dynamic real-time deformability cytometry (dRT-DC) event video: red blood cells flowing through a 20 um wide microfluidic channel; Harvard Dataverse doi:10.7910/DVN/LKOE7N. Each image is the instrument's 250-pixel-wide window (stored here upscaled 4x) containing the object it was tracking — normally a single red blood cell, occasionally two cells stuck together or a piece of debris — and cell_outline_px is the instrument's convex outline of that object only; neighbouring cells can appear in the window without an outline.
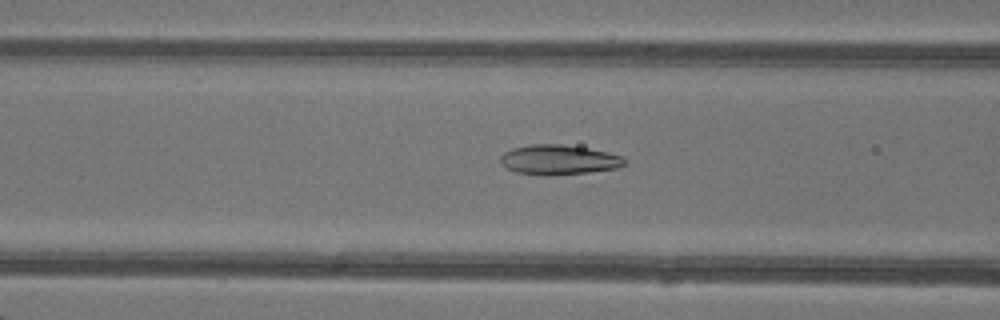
{"species": "common noctule bat (a hibernating species)", "species_latin": "Nyctalus noctula", "temperature_condition": "warm", "stored_images_in_passage": 48, "camera_frame_rate_fps": 3000, "um_per_image_px": 0.085, "animal": {"sex": "female"}, "frame": {"image": 1, "passage_image": 20, "time_ms": 6.333, "image_size_px": [1000, 320], "cell_outline_px": [[628, 164], [616, 168], [588, 172], [516, 172], [500, 164], [500, 156], [504, 152], [512, 148], [532, 144], [560, 144], [588, 148], [608, 152], [624, 156]], "centroid_in_image_um": [47.55, 13.52], "position_along_channel_um": 119.1, "area_um2": 20.69}}
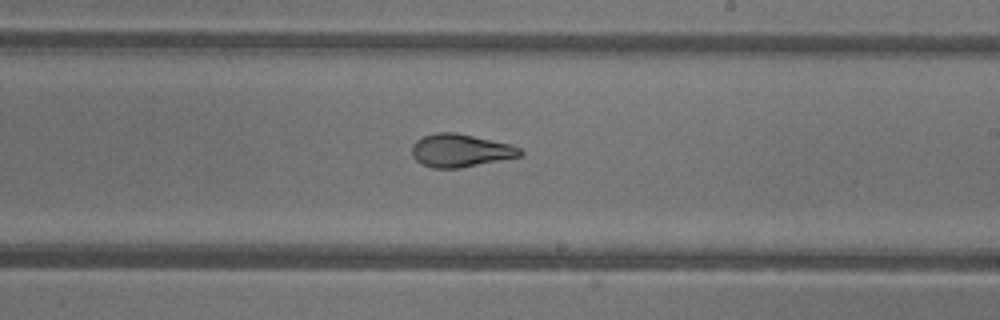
{"frame": {"image": 2, "passage_image": 29, "time_ms": 9.333, "image_size_px": [1000, 320], "cell_outline_px": [[524, 152], [520, 156], [460, 168], [432, 168], [416, 160], [412, 156], [412, 144], [416, 140], [424, 136], [436, 132], [456, 132], [512, 144], [520, 148]], "centroid_in_image_um": [39.14, 12.78], "position_along_channel_um": 249.9, "area_um2": 20.81}}
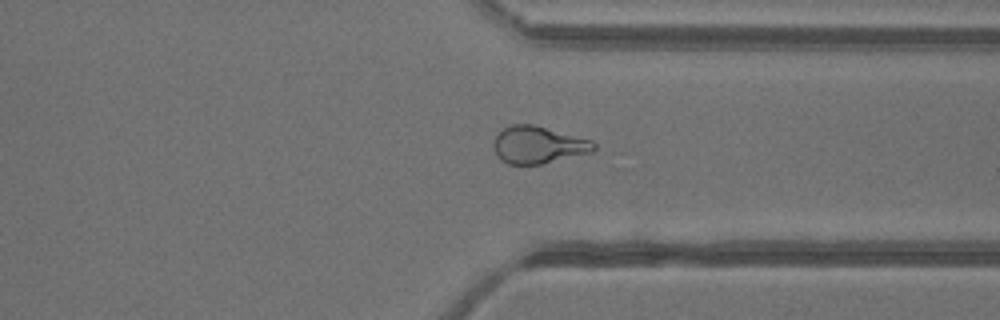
{"frame": {"image": 3, "passage_image": 37, "time_ms": 12.0, "image_size_px": [1000, 320], "cell_outline_px": [[596, 148], [592, 152], [544, 164], [508, 164], [500, 160], [492, 144], [496, 136], [504, 128], [512, 124], [532, 124], [592, 140], [596, 144]], "centroid_in_image_um": [45.76, 12.32], "position_along_channel_um": 365.6, "area_um2": 21.73}, "authors_computed_cell_mechanics": {"area_um2": 23.12, "velocity_mm_per_s": 4.3531, "shape_relaxation_time_tau1_ms": null, "shape_relaxation_time_tau2_ms": 1.5299, "deformation_change_tau1": null, "deformation_change_tau2": 0.0835}}